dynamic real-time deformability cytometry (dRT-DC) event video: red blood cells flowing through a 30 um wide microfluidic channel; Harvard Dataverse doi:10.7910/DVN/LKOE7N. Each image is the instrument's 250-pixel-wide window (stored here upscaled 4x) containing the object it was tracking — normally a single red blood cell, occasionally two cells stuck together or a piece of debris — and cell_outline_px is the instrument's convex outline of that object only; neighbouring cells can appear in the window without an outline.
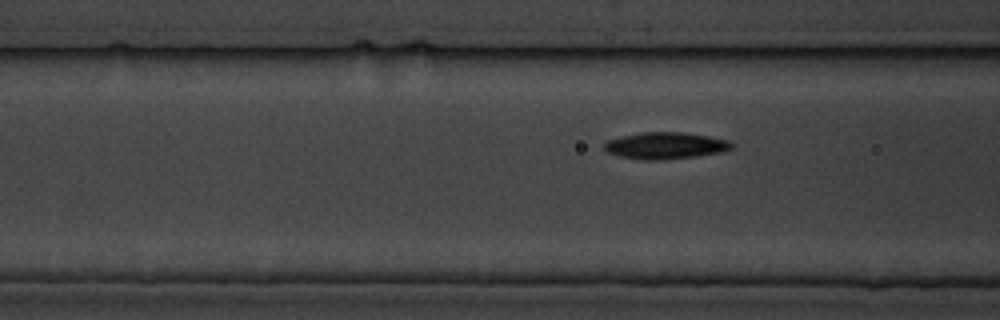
{"species": "common noctule bat (a hibernating species)", "species_latin": "Nyctalus noctula", "temperature_condition": "cold", "stored_images_in_passage": 5, "camera_frame_rate_fps": 3000, "um_per_image_px": 0.085, "animal": {"sex": "male", "body_mass_g": 19.5, "forearm_length_mm": 54.6}, "frame": {"image": 1, "passage_image": 5, "time_ms": 5.333, "image_size_px": [1000, 320], "cell_outline_px": [[736, 144], [732, 148], [724, 152], [696, 156], [664, 160], [640, 160], [620, 156], [608, 152], [604, 148], [604, 140], [620, 136], [640, 132], [684, 132], [708, 136], [728, 140]], "centroid_in_image_um": [56.56, 12.37], "position_along_channel_um": 110.0, "area_um2": 20.17}}